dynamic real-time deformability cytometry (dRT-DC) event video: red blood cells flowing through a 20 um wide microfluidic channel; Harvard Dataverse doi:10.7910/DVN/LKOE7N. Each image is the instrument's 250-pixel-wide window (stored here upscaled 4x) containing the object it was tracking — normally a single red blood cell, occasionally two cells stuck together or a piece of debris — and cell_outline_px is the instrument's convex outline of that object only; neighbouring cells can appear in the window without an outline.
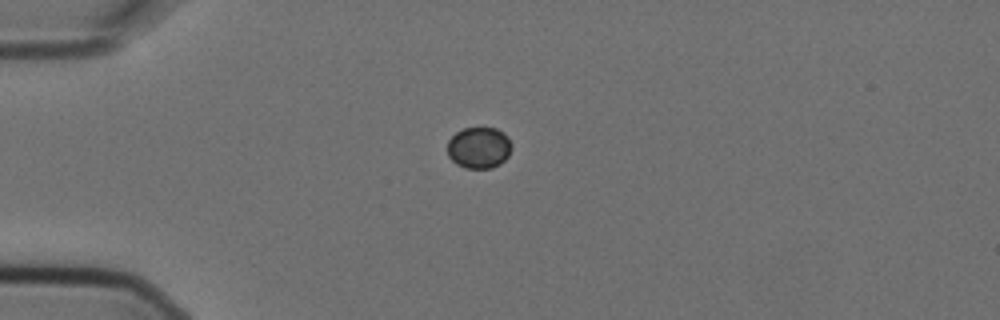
{"species": "Egyptian fruit bat (a non-hibernating species)", "species_latin": "Rousettus aegyptiacus", "temperature_condition": "cold", "stored_images_in_passage": 4, "camera_frame_rate_fps": 3000, "um_per_image_px": 0.085, "animal": {"sex": "female"}, "frame": {"image": 1, "passage_image": 1, "time_ms": 0.0, "image_size_px": [1000, 320], "cell_outline_px": [[512, 148], [508, 156], [500, 164], [492, 168], [464, 168], [456, 164], [448, 156], [448, 140], [456, 132], [464, 128], [496, 128], [504, 132], [508, 136], [512, 144]], "centroid_in_image_um": [40.73, 12.55], "position_along_channel_um": 44.3, "area_um2": 15.66}}
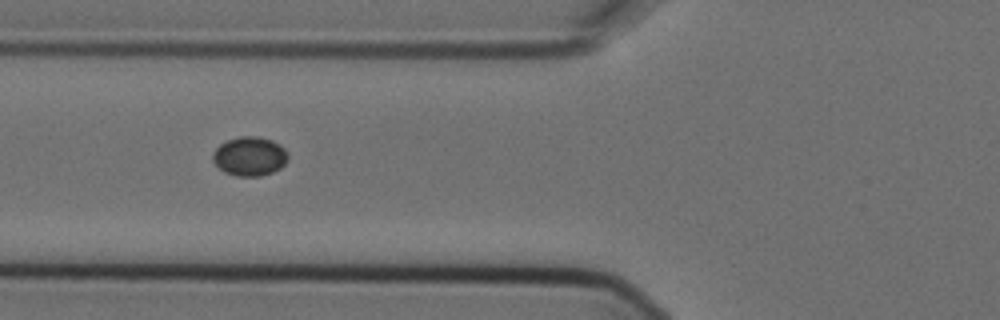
{"frame": {"image": 2, "passage_image": 3, "time_ms": 0.667, "image_size_px": [1000, 320], "cell_outline_px": [[288, 160], [280, 168], [272, 172], [260, 176], [236, 176], [224, 172], [212, 160], [212, 152], [220, 144], [228, 140], [240, 136], [256, 136], [272, 140], [280, 144], [288, 152]], "centroid_in_image_um": [21.23, 13.28], "position_along_channel_um": 104.6, "area_um2": 17.22}}
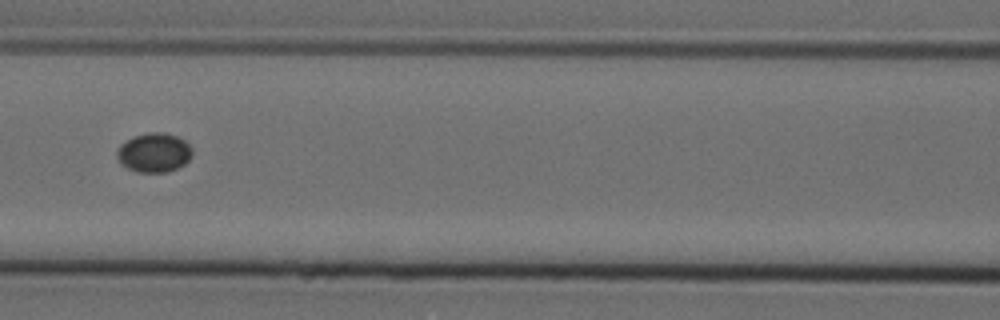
{"frame": {"image": 3, "passage_image": 4, "time_ms": 1.0, "image_size_px": [1000, 320], "cell_outline_px": [[192, 156], [184, 164], [168, 172], [136, 172], [120, 164], [116, 156], [116, 152], [120, 144], [132, 136], [148, 132], [164, 132], [176, 136], [184, 140], [192, 148]], "centroid_in_image_um": [13.07, 12.96], "position_along_channel_um": 153.5, "area_um2": 17.4}}